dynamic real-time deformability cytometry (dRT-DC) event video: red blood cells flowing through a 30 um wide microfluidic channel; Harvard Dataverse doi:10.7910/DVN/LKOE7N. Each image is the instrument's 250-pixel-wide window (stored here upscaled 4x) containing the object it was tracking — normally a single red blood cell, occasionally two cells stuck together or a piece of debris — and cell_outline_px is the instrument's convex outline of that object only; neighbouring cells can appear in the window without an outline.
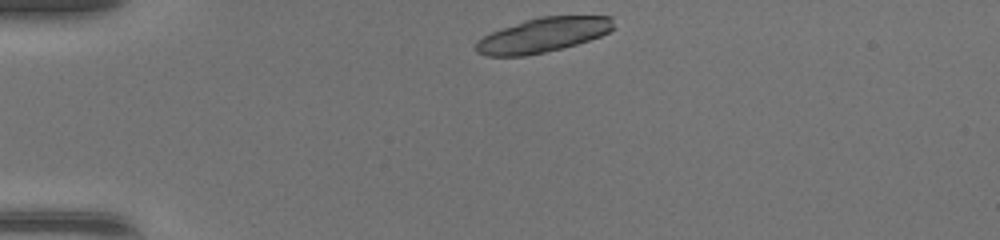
{"species": "common noctule bat (a hibernating species)", "species_latin": "Nyctalus noctula", "temperature_condition": "warm", "stored_images_in_passage": 37, "segment_of_instrument_passage": [1, 2], "camera_frame_rate_fps": 3000, "um_per_image_px": 0.085, "animal": {"sex": "female", "body_mass_g": 17.0, "forearm_length_mm": 48.0}, "frame": {"image": 1, "passage_image": 1, "time_ms": 0.0, "image_size_px": [1000, 240], "cell_outline_px": [[616, 28], [600, 36], [576, 44], [544, 52], [524, 56], [484, 56], [476, 52], [476, 40], [492, 32], [524, 20], [540, 16], [612, 16]], "centroid_in_image_um": [46.16, 2.97], "position_along_channel_um": 38.8, "area_um2": 27.63}}